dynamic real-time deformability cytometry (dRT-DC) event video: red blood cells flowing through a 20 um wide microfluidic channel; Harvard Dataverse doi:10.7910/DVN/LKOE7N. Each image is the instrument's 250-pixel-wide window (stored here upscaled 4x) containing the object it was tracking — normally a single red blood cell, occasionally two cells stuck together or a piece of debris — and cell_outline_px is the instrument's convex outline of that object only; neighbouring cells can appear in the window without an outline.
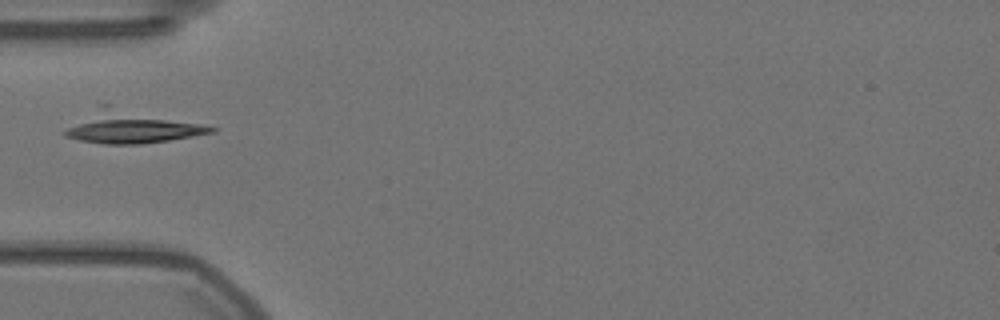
{"species": "Egyptian fruit bat (a non-hibernating species)", "species_latin": "Rousettus aegyptiacus", "temperature_condition": "warm", "stored_images_in_passage": 6, "camera_frame_rate_fps": 3000, "um_per_image_px": 0.085, "animal": {"sex": "female"}, "frame": {"image": 1, "passage_image": 1, "time_ms": 0.0, "image_size_px": [1000, 320], "cell_outline_px": [[216, 132], [168, 140], [140, 144], [104, 144], [80, 140], [64, 136], [64, 132], [68, 128], [100, 104], [108, 104], [204, 124], [216, 128]], "centroid_in_image_um": [11.19, 10.79], "position_along_channel_um": 73.8, "area_um2": 27.34}}